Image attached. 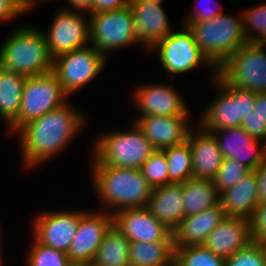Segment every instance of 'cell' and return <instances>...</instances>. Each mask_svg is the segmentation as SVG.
<instances>
[{
    "mask_svg": "<svg viewBox=\"0 0 266 266\" xmlns=\"http://www.w3.org/2000/svg\"><path fill=\"white\" fill-rule=\"evenodd\" d=\"M85 210L45 211L35 215L33 237L41 244L68 252Z\"/></svg>",
    "mask_w": 266,
    "mask_h": 266,
    "instance_id": "obj_13",
    "label": "cell"
},
{
    "mask_svg": "<svg viewBox=\"0 0 266 266\" xmlns=\"http://www.w3.org/2000/svg\"><path fill=\"white\" fill-rule=\"evenodd\" d=\"M225 261L204 245L174 248L173 266H225Z\"/></svg>",
    "mask_w": 266,
    "mask_h": 266,
    "instance_id": "obj_30",
    "label": "cell"
},
{
    "mask_svg": "<svg viewBox=\"0 0 266 266\" xmlns=\"http://www.w3.org/2000/svg\"><path fill=\"white\" fill-rule=\"evenodd\" d=\"M130 241L114 224L102 240L90 266H130Z\"/></svg>",
    "mask_w": 266,
    "mask_h": 266,
    "instance_id": "obj_28",
    "label": "cell"
},
{
    "mask_svg": "<svg viewBox=\"0 0 266 266\" xmlns=\"http://www.w3.org/2000/svg\"><path fill=\"white\" fill-rule=\"evenodd\" d=\"M26 78L0 67V117L6 127L18 117Z\"/></svg>",
    "mask_w": 266,
    "mask_h": 266,
    "instance_id": "obj_26",
    "label": "cell"
},
{
    "mask_svg": "<svg viewBox=\"0 0 266 266\" xmlns=\"http://www.w3.org/2000/svg\"><path fill=\"white\" fill-rule=\"evenodd\" d=\"M242 15L247 41L256 42L266 31V4L245 9L242 11Z\"/></svg>",
    "mask_w": 266,
    "mask_h": 266,
    "instance_id": "obj_34",
    "label": "cell"
},
{
    "mask_svg": "<svg viewBox=\"0 0 266 266\" xmlns=\"http://www.w3.org/2000/svg\"><path fill=\"white\" fill-rule=\"evenodd\" d=\"M252 242L266 241V203L258 204L249 218Z\"/></svg>",
    "mask_w": 266,
    "mask_h": 266,
    "instance_id": "obj_36",
    "label": "cell"
},
{
    "mask_svg": "<svg viewBox=\"0 0 266 266\" xmlns=\"http://www.w3.org/2000/svg\"><path fill=\"white\" fill-rule=\"evenodd\" d=\"M107 59L94 46L89 45L54 58L52 71L65 93L70 96L96 79L106 67Z\"/></svg>",
    "mask_w": 266,
    "mask_h": 266,
    "instance_id": "obj_9",
    "label": "cell"
},
{
    "mask_svg": "<svg viewBox=\"0 0 266 266\" xmlns=\"http://www.w3.org/2000/svg\"><path fill=\"white\" fill-rule=\"evenodd\" d=\"M140 170L153 189L169 184L168 165L165 154L161 150H156Z\"/></svg>",
    "mask_w": 266,
    "mask_h": 266,
    "instance_id": "obj_32",
    "label": "cell"
},
{
    "mask_svg": "<svg viewBox=\"0 0 266 266\" xmlns=\"http://www.w3.org/2000/svg\"><path fill=\"white\" fill-rule=\"evenodd\" d=\"M250 170L235 159L224 158L216 176L213 179L214 187L221 193L234 186L240 179L246 176Z\"/></svg>",
    "mask_w": 266,
    "mask_h": 266,
    "instance_id": "obj_33",
    "label": "cell"
},
{
    "mask_svg": "<svg viewBox=\"0 0 266 266\" xmlns=\"http://www.w3.org/2000/svg\"><path fill=\"white\" fill-rule=\"evenodd\" d=\"M172 86V83L170 85L150 83L135 88L132 96L141 112L138 117L190 115L184 98Z\"/></svg>",
    "mask_w": 266,
    "mask_h": 266,
    "instance_id": "obj_14",
    "label": "cell"
},
{
    "mask_svg": "<svg viewBox=\"0 0 266 266\" xmlns=\"http://www.w3.org/2000/svg\"><path fill=\"white\" fill-rule=\"evenodd\" d=\"M182 183H170L152 190L146 208L152 215L173 231L185 217Z\"/></svg>",
    "mask_w": 266,
    "mask_h": 266,
    "instance_id": "obj_23",
    "label": "cell"
},
{
    "mask_svg": "<svg viewBox=\"0 0 266 266\" xmlns=\"http://www.w3.org/2000/svg\"><path fill=\"white\" fill-rule=\"evenodd\" d=\"M217 74L231 86L265 93L266 47L245 43L217 69Z\"/></svg>",
    "mask_w": 266,
    "mask_h": 266,
    "instance_id": "obj_7",
    "label": "cell"
},
{
    "mask_svg": "<svg viewBox=\"0 0 266 266\" xmlns=\"http://www.w3.org/2000/svg\"><path fill=\"white\" fill-rule=\"evenodd\" d=\"M27 13L20 0H0V22H8Z\"/></svg>",
    "mask_w": 266,
    "mask_h": 266,
    "instance_id": "obj_40",
    "label": "cell"
},
{
    "mask_svg": "<svg viewBox=\"0 0 266 266\" xmlns=\"http://www.w3.org/2000/svg\"><path fill=\"white\" fill-rule=\"evenodd\" d=\"M20 1L25 5L28 0H20Z\"/></svg>",
    "mask_w": 266,
    "mask_h": 266,
    "instance_id": "obj_48",
    "label": "cell"
},
{
    "mask_svg": "<svg viewBox=\"0 0 266 266\" xmlns=\"http://www.w3.org/2000/svg\"><path fill=\"white\" fill-rule=\"evenodd\" d=\"M40 1H41V2H44L45 0H28L27 3L24 5V6H25V9H26V11H27V13H28V11H29L30 9H32V8L34 7V5H35L37 2L40 3ZM46 1H47V0H46Z\"/></svg>",
    "mask_w": 266,
    "mask_h": 266,
    "instance_id": "obj_45",
    "label": "cell"
},
{
    "mask_svg": "<svg viewBox=\"0 0 266 266\" xmlns=\"http://www.w3.org/2000/svg\"><path fill=\"white\" fill-rule=\"evenodd\" d=\"M266 247L264 243L251 242L225 261V266H265Z\"/></svg>",
    "mask_w": 266,
    "mask_h": 266,
    "instance_id": "obj_35",
    "label": "cell"
},
{
    "mask_svg": "<svg viewBox=\"0 0 266 266\" xmlns=\"http://www.w3.org/2000/svg\"><path fill=\"white\" fill-rule=\"evenodd\" d=\"M85 123L86 118L80 110L67 102L23 125L16 134L24 167L29 170L36 168L62 152Z\"/></svg>",
    "mask_w": 266,
    "mask_h": 266,
    "instance_id": "obj_1",
    "label": "cell"
},
{
    "mask_svg": "<svg viewBox=\"0 0 266 266\" xmlns=\"http://www.w3.org/2000/svg\"><path fill=\"white\" fill-rule=\"evenodd\" d=\"M212 82L219 92L197 123L210 133L222 128L240 127L242 120L238 116L235 87L226 83L218 74L213 77Z\"/></svg>",
    "mask_w": 266,
    "mask_h": 266,
    "instance_id": "obj_19",
    "label": "cell"
},
{
    "mask_svg": "<svg viewBox=\"0 0 266 266\" xmlns=\"http://www.w3.org/2000/svg\"><path fill=\"white\" fill-rule=\"evenodd\" d=\"M241 127L254 138L266 143V120L256 111L250 112L245 120L242 121Z\"/></svg>",
    "mask_w": 266,
    "mask_h": 266,
    "instance_id": "obj_37",
    "label": "cell"
},
{
    "mask_svg": "<svg viewBox=\"0 0 266 266\" xmlns=\"http://www.w3.org/2000/svg\"><path fill=\"white\" fill-rule=\"evenodd\" d=\"M113 224V215L109 212L86 210L80 218L75 237L67 252L69 261L74 266H89Z\"/></svg>",
    "mask_w": 266,
    "mask_h": 266,
    "instance_id": "obj_12",
    "label": "cell"
},
{
    "mask_svg": "<svg viewBox=\"0 0 266 266\" xmlns=\"http://www.w3.org/2000/svg\"><path fill=\"white\" fill-rule=\"evenodd\" d=\"M254 171L258 179V204L266 203V155Z\"/></svg>",
    "mask_w": 266,
    "mask_h": 266,
    "instance_id": "obj_42",
    "label": "cell"
},
{
    "mask_svg": "<svg viewBox=\"0 0 266 266\" xmlns=\"http://www.w3.org/2000/svg\"><path fill=\"white\" fill-rule=\"evenodd\" d=\"M195 1H196V6H199V5H197V3L199 4V1L198 0H195ZM204 1L206 2V0H204ZM213 1L214 0H210V1L206 2V4H204V7L203 6H201V7L199 6L198 8L196 6L193 7V9L190 10L189 15L185 16V18L186 17L187 18H186V20H184V24L183 25H186L188 22H201V21H205V20H208V19H212L215 16L220 15L221 13H223L222 7L218 6L220 8H217L216 6L213 5L215 3V2L213 3ZM209 2L212 3V5H213L212 7H211V5L207 4Z\"/></svg>",
    "mask_w": 266,
    "mask_h": 266,
    "instance_id": "obj_39",
    "label": "cell"
},
{
    "mask_svg": "<svg viewBox=\"0 0 266 266\" xmlns=\"http://www.w3.org/2000/svg\"><path fill=\"white\" fill-rule=\"evenodd\" d=\"M166 157L170 183H184L193 178L192 153L189 141L161 150Z\"/></svg>",
    "mask_w": 266,
    "mask_h": 266,
    "instance_id": "obj_29",
    "label": "cell"
},
{
    "mask_svg": "<svg viewBox=\"0 0 266 266\" xmlns=\"http://www.w3.org/2000/svg\"><path fill=\"white\" fill-rule=\"evenodd\" d=\"M185 217L198 214L219 204V193L213 180L191 178L182 183Z\"/></svg>",
    "mask_w": 266,
    "mask_h": 266,
    "instance_id": "obj_25",
    "label": "cell"
},
{
    "mask_svg": "<svg viewBox=\"0 0 266 266\" xmlns=\"http://www.w3.org/2000/svg\"><path fill=\"white\" fill-rule=\"evenodd\" d=\"M173 259V241L130 242V266H173Z\"/></svg>",
    "mask_w": 266,
    "mask_h": 266,
    "instance_id": "obj_27",
    "label": "cell"
},
{
    "mask_svg": "<svg viewBox=\"0 0 266 266\" xmlns=\"http://www.w3.org/2000/svg\"><path fill=\"white\" fill-rule=\"evenodd\" d=\"M72 8V11L84 12L87 14L92 13L93 0H67Z\"/></svg>",
    "mask_w": 266,
    "mask_h": 266,
    "instance_id": "obj_43",
    "label": "cell"
},
{
    "mask_svg": "<svg viewBox=\"0 0 266 266\" xmlns=\"http://www.w3.org/2000/svg\"><path fill=\"white\" fill-rule=\"evenodd\" d=\"M191 129L187 140L192 153L193 178L213 180L223 162L218 142L214 135L199 124Z\"/></svg>",
    "mask_w": 266,
    "mask_h": 266,
    "instance_id": "obj_21",
    "label": "cell"
},
{
    "mask_svg": "<svg viewBox=\"0 0 266 266\" xmlns=\"http://www.w3.org/2000/svg\"><path fill=\"white\" fill-rule=\"evenodd\" d=\"M0 67L26 77L52 71L53 58L42 30L16 27L0 46Z\"/></svg>",
    "mask_w": 266,
    "mask_h": 266,
    "instance_id": "obj_3",
    "label": "cell"
},
{
    "mask_svg": "<svg viewBox=\"0 0 266 266\" xmlns=\"http://www.w3.org/2000/svg\"><path fill=\"white\" fill-rule=\"evenodd\" d=\"M211 133L224 158L235 159L250 171H254L266 155V143L249 135L241 126L222 128Z\"/></svg>",
    "mask_w": 266,
    "mask_h": 266,
    "instance_id": "obj_16",
    "label": "cell"
},
{
    "mask_svg": "<svg viewBox=\"0 0 266 266\" xmlns=\"http://www.w3.org/2000/svg\"><path fill=\"white\" fill-rule=\"evenodd\" d=\"M219 204L226 216L249 219L258 205V179L250 171L234 186L219 193Z\"/></svg>",
    "mask_w": 266,
    "mask_h": 266,
    "instance_id": "obj_24",
    "label": "cell"
},
{
    "mask_svg": "<svg viewBox=\"0 0 266 266\" xmlns=\"http://www.w3.org/2000/svg\"><path fill=\"white\" fill-rule=\"evenodd\" d=\"M226 217L220 204L184 217L172 231L173 248L203 245L209 233Z\"/></svg>",
    "mask_w": 266,
    "mask_h": 266,
    "instance_id": "obj_22",
    "label": "cell"
},
{
    "mask_svg": "<svg viewBox=\"0 0 266 266\" xmlns=\"http://www.w3.org/2000/svg\"><path fill=\"white\" fill-rule=\"evenodd\" d=\"M127 5H129V0H93L92 12L118 10Z\"/></svg>",
    "mask_w": 266,
    "mask_h": 266,
    "instance_id": "obj_41",
    "label": "cell"
},
{
    "mask_svg": "<svg viewBox=\"0 0 266 266\" xmlns=\"http://www.w3.org/2000/svg\"><path fill=\"white\" fill-rule=\"evenodd\" d=\"M262 47H266V31L265 33L256 41Z\"/></svg>",
    "mask_w": 266,
    "mask_h": 266,
    "instance_id": "obj_46",
    "label": "cell"
},
{
    "mask_svg": "<svg viewBox=\"0 0 266 266\" xmlns=\"http://www.w3.org/2000/svg\"><path fill=\"white\" fill-rule=\"evenodd\" d=\"M27 266H74L66 252L39 243L33 238Z\"/></svg>",
    "mask_w": 266,
    "mask_h": 266,
    "instance_id": "obj_31",
    "label": "cell"
},
{
    "mask_svg": "<svg viewBox=\"0 0 266 266\" xmlns=\"http://www.w3.org/2000/svg\"><path fill=\"white\" fill-rule=\"evenodd\" d=\"M190 115L180 116H143L137 117L135 123L156 150H162L181 144L188 138L192 129L189 126Z\"/></svg>",
    "mask_w": 266,
    "mask_h": 266,
    "instance_id": "obj_18",
    "label": "cell"
},
{
    "mask_svg": "<svg viewBox=\"0 0 266 266\" xmlns=\"http://www.w3.org/2000/svg\"><path fill=\"white\" fill-rule=\"evenodd\" d=\"M140 2H148V1H150V2H152L153 4H155V5H160V6H162V3H163V0H139Z\"/></svg>",
    "mask_w": 266,
    "mask_h": 266,
    "instance_id": "obj_47",
    "label": "cell"
},
{
    "mask_svg": "<svg viewBox=\"0 0 266 266\" xmlns=\"http://www.w3.org/2000/svg\"><path fill=\"white\" fill-rule=\"evenodd\" d=\"M1 244V243H0ZM1 250V249H0ZM1 264H3L2 259H1V253H0V266H2Z\"/></svg>",
    "mask_w": 266,
    "mask_h": 266,
    "instance_id": "obj_49",
    "label": "cell"
},
{
    "mask_svg": "<svg viewBox=\"0 0 266 266\" xmlns=\"http://www.w3.org/2000/svg\"><path fill=\"white\" fill-rule=\"evenodd\" d=\"M251 242L249 219L226 216L209 233L203 245L226 260Z\"/></svg>",
    "mask_w": 266,
    "mask_h": 266,
    "instance_id": "obj_20",
    "label": "cell"
},
{
    "mask_svg": "<svg viewBox=\"0 0 266 266\" xmlns=\"http://www.w3.org/2000/svg\"><path fill=\"white\" fill-rule=\"evenodd\" d=\"M130 128L126 131H111L97 137L92 147V163L140 169L156 149L135 122Z\"/></svg>",
    "mask_w": 266,
    "mask_h": 266,
    "instance_id": "obj_5",
    "label": "cell"
},
{
    "mask_svg": "<svg viewBox=\"0 0 266 266\" xmlns=\"http://www.w3.org/2000/svg\"><path fill=\"white\" fill-rule=\"evenodd\" d=\"M69 101L53 71L27 77L22 92L18 117L6 128L16 133L23 125L56 110Z\"/></svg>",
    "mask_w": 266,
    "mask_h": 266,
    "instance_id": "obj_6",
    "label": "cell"
},
{
    "mask_svg": "<svg viewBox=\"0 0 266 266\" xmlns=\"http://www.w3.org/2000/svg\"><path fill=\"white\" fill-rule=\"evenodd\" d=\"M133 12V36L137 45L151 50L154 45L172 32L165 9L152 2L129 0Z\"/></svg>",
    "mask_w": 266,
    "mask_h": 266,
    "instance_id": "obj_15",
    "label": "cell"
},
{
    "mask_svg": "<svg viewBox=\"0 0 266 266\" xmlns=\"http://www.w3.org/2000/svg\"><path fill=\"white\" fill-rule=\"evenodd\" d=\"M114 225L130 241H173L172 231L157 220L149 210L131 208L113 215Z\"/></svg>",
    "mask_w": 266,
    "mask_h": 266,
    "instance_id": "obj_17",
    "label": "cell"
},
{
    "mask_svg": "<svg viewBox=\"0 0 266 266\" xmlns=\"http://www.w3.org/2000/svg\"><path fill=\"white\" fill-rule=\"evenodd\" d=\"M95 194L111 215L125 209L144 208L153 188L140 169L91 163Z\"/></svg>",
    "mask_w": 266,
    "mask_h": 266,
    "instance_id": "obj_2",
    "label": "cell"
},
{
    "mask_svg": "<svg viewBox=\"0 0 266 266\" xmlns=\"http://www.w3.org/2000/svg\"><path fill=\"white\" fill-rule=\"evenodd\" d=\"M57 11L49 30H42L53 59L90 45L87 44L90 43L89 14L86 18L85 13L81 15V12L66 7H60Z\"/></svg>",
    "mask_w": 266,
    "mask_h": 266,
    "instance_id": "obj_11",
    "label": "cell"
},
{
    "mask_svg": "<svg viewBox=\"0 0 266 266\" xmlns=\"http://www.w3.org/2000/svg\"><path fill=\"white\" fill-rule=\"evenodd\" d=\"M254 111L266 120V92L256 94Z\"/></svg>",
    "mask_w": 266,
    "mask_h": 266,
    "instance_id": "obj_44",
    "label": "cell"
},
{
    "mask_svg": "<svg viewBox=\"0 0 266 266\" xmlns=\"http://www.w3.org/2000/svg\"><path fill=\"white\" fill-rule=\"evenodd\" d=\"M150 51L158 52L159 64L169 75L185 74L200 66L213 68L212 78L217 75V68L203 54L185 25L158 41Z\"/></svg>",
    "mask_w": 266,
    "mask_h": 266,
    "instance_id": "obj_8",
    "label": "cell"
},
{
    "mask_svg": "<svg viewBox=\"0 0 266 266\" xmlns=\"http://www.w3.org/2000/svg\"><path fill=\"white\" fill-rule=\"evenodd\" d=\"M203 54L218 69L233 53L247 43L243 15L233 17L224 13L201 22H188Z\"/></svg>",
    "mask_w": 266,
    "mask_h": 266,
    "instance_id": "obj_4",
    "label": "cell"
},
{
    "mask_svg": "<svg viewBox=\"0 0 266 266\" xmlns=\"http://www.w3.org/2000/svg\"><path fill=\"white\" fill-rule=\"evenodd\" d=\"M132 21L133 12L129 5L118 10L90 13V45L107 58L112 50L136 45Z\"/></svg>",
    "mask_w": 266,
    "mask_h": 266,
    "instance_id": "obj_10",
    "label": "cell"
},
{
    "mask_svg": "<svg viewBox=\"0 0 266 266\" xmlns=\"http://www.w3.org/2000/svg\"><path fill=\"white\" fill-rule=\"evenodd\" d=\"M256 92L235 87V101H237L238 116L243 121L250 112L254 111Z\"/></svg>",
    "mask_w": 266,
    "mask_h": 266,
    "instance_id": "obj_38",
    "label": "cell"
}]
</instances>
